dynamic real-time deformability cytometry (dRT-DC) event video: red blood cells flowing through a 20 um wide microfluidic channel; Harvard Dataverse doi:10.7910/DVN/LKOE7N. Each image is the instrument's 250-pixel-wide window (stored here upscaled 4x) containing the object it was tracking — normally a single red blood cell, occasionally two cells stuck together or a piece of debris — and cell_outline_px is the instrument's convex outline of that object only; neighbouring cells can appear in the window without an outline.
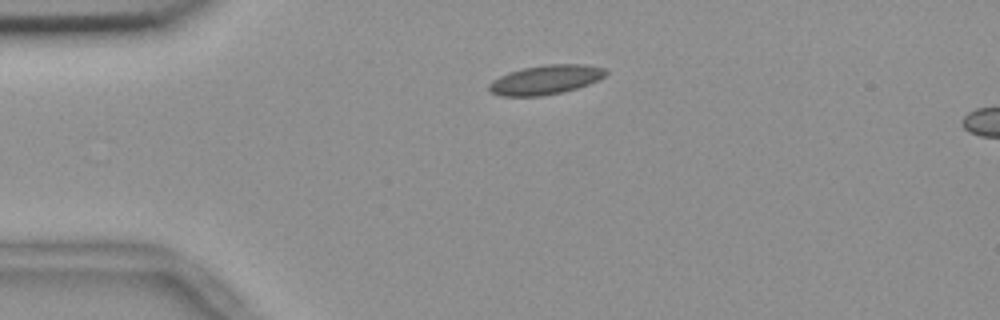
{"species": "common noctule bat (a hibernating species)", "species_latin": "Nyctalus noctula", "temperature_condition": "room temperature", "stored_images_in_passage": 5, "camera_frame_rate_fps": 3000, "um_per_image_px": 0.085, "animal": {"sex": "female", "body_mass_g": 18.4}, "frame": {"image": 1, "passage_image": 5, "time_ms": 1.333, "image_size_px": [1000, 320], "cell_outline_px": [[608, 72], [604, 76], [588, 84], [564, 92], [544, 96], [500, 96], [488, 92], [488, 84], [492, 80], [508, 72], [524, 68], [548, 64], [584, 64], [604, 68]], "centroid_in_image_um": [46.33, 6.79], "position_along_channel_um": 38.7, "area_um2": 20.0}}